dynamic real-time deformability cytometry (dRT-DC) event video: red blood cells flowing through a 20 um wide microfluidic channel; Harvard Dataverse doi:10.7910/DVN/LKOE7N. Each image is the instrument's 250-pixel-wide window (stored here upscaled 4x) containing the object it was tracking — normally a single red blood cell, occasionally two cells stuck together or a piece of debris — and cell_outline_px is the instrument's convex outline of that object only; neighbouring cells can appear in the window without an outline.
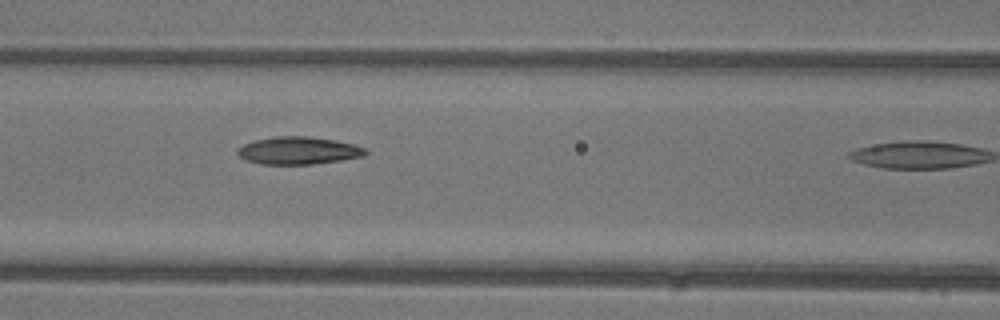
{"species": "common noctule bat (a hibernating species)", "species_latin": "Nyctalus noctula", "temperature_condition": "warm", "stored_images_in_passage": 12, "camera_frame_rate_fps": 3000, "um_per_image_px": 0.085, "animal": {"sex": "female"}, "frame": {"image": 1, "passage_image": 9, "time_ms": 2.667, "image_size_px": [1000, 320], "cell_outline_px": [[368, 152], [364, 156], [340, 160], [312, 164], [260, 164], [244, 160], [236, 152], [236, 148], [244, 144], [256, 140], [276, 136], [308, 136], [336, 140], [352, 144], [364, 148]], "centroid_in_image_um": [25.33, 12.8], "position_along_channel_um": 141.3, "area_um2": 20.52}}